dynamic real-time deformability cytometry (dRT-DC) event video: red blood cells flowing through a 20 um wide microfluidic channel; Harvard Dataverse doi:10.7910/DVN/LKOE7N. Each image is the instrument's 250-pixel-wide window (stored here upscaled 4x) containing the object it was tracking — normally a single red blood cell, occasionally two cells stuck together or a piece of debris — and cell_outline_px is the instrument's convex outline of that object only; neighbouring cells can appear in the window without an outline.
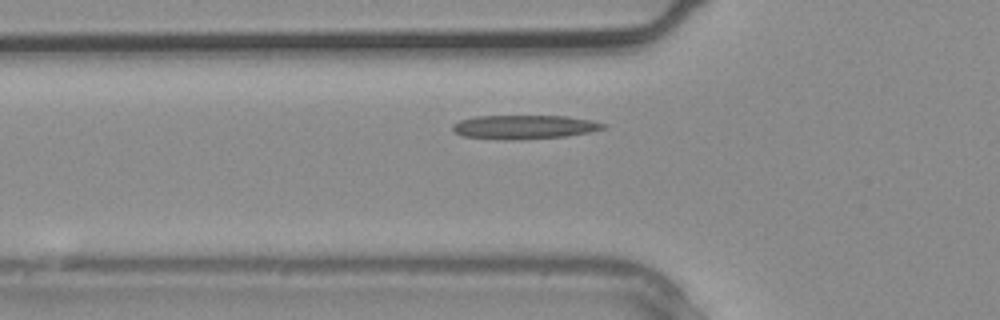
{"species": "common noctule bat (a hibernating species)", "species_latin": "Nyctalus noctula", "temperature_condition": "warm", "stored_images_in_passage": 5, "camera_frame_rate_fps": 3000, "um_per_image_px": 0.085, "animal": {"sex": "male", "body_mass_g": 20.4}, "frame": {"image": 1, "passage_image": 5, "time_ms": 1.333, "image_size_px": [1000, 320], "cell_outline_px": [[608, 128], [592, 132], [564, 136], [508, 140], [460, 136], [452, 132], [452, 124], [460, 120], [476, 116], [568, 116], [592, 120], [608, 124]], "centroid_in_image_um": [44.58, 10.79], "position_along_channel_um": 81.2, "area_um2": 21.21}}